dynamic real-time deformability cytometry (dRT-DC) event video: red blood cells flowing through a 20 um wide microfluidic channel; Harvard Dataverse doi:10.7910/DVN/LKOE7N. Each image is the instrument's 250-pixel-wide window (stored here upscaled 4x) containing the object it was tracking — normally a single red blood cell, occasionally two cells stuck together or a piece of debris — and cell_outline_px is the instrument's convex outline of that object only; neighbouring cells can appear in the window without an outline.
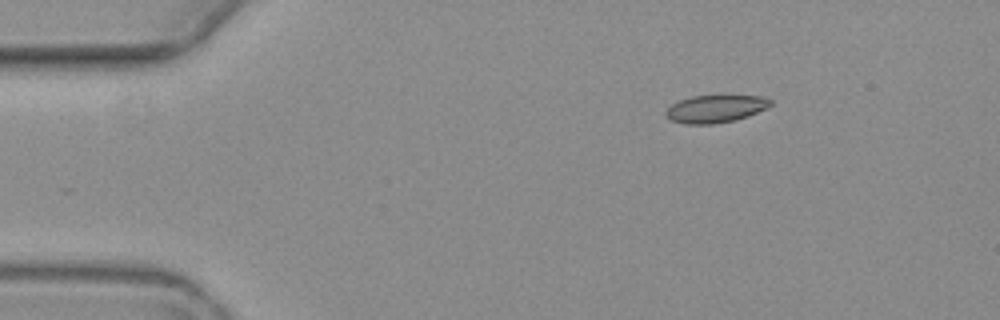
{"species": "common noctule bat (a hibernating species)", "species_latin": "Nyctalus noctula", "temperature_condition": "warm", "stored_images_in_passage": 4, "camera_frame_rate_fps": 3000, "um_per_image_px": 0.085, "animal": {"sex": "female", "body_mass_g": 19.3, "forearm_length_mm": 54.1}, "frame": {"image": 1, "passage_image": 2, "time_ms": 1.333, "image_size_px": [1000, 320], "cell_outline_px": [[772, 104], [748, 116], [736, 120], [712, 124], [684, 124], [672, 120], [664, 112], [672, 104], [680, 100], [692, 96], [764, 96], [772, 100]], "centroid_in_image_um": [60.81, 9.25], "position_along_channel_um": 24.2, "area_um2": 16.59}}